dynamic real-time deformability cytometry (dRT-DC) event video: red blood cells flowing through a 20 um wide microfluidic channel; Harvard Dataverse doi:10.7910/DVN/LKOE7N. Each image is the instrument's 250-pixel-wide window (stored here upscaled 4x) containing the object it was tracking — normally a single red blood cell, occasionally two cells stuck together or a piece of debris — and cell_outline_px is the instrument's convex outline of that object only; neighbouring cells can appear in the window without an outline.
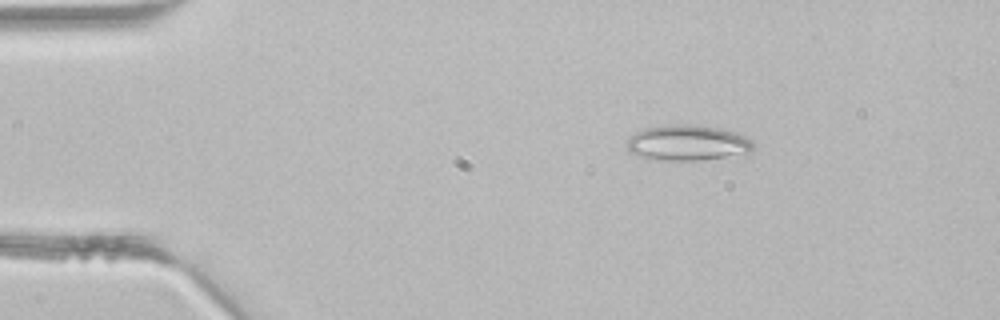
{"species": "common noctule bat (a hibernating species)", "species_latin": "Nyctalus noctula", "temperature_condition": "room temperature", "stored_images_in_passage": 2, "camera_frame_rate_fps": 3000, "um_per_image_px": 0.085, "animal": {"sex": "male", "body_mass_g": 21.5, "forearm_length_mm": 52.0}, "frame": {"image": 1, "passage_image": 1, "time_ms": 0.0, "image_size_px": [1000, 320], "cell_outline_px": [[756, 148], [752, 152], [700, 160], [648, 160], [636, 156], [628, 152], [628, 140], [636, 132], [644, 128], [676, 124], [688, 124], [716, 128], [736, 132], [752, 140], [756, 144]], "centroid_in_image_um": [58.44, 12.16], "position_along_channel_um": 26.6, "area_um2": 26.3}}